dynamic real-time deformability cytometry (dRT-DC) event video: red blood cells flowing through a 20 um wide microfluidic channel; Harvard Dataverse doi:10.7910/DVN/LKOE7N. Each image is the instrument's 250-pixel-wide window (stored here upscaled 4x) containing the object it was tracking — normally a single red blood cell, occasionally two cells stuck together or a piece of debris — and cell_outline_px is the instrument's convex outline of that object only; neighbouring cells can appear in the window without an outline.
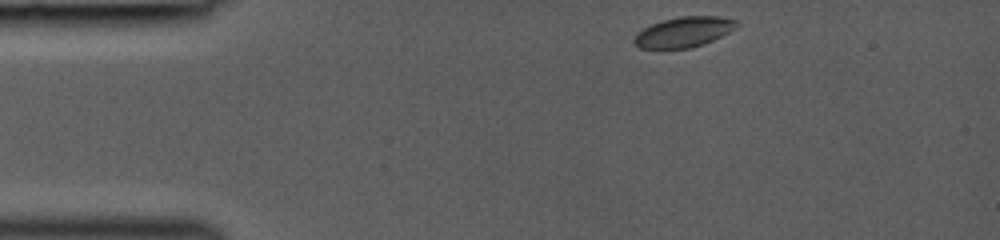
{"species": "common noctule bat (a hibernating species)", "species_latin": "Nyctalus noctula", "temperature_condition": "room temperature", "stored_images_in_passage": 35, "camera_frame_rate_fps": 3000, "um_per_image_px": 0.085, "animal": {"sex": "female", "body_mass_g": 19.0, "forearm_length_mm": 53.3}, "frame": {"image": 1, "passage_image": 1, "time_ms": 0.0, "image_size_px": [1000, 240], "cell_outline_px": [[740, 24], [736, 28], [704, 44], [688, 48], [640, 48], [632, 40], [636, 32], [652, 24], [664, 20], [680, 16], [720, 16], [736, 20]], "centroid_in_image_um": [58.12, 2.71], "position_along_channel_um": 26.9, "area_um2": 17.98}}
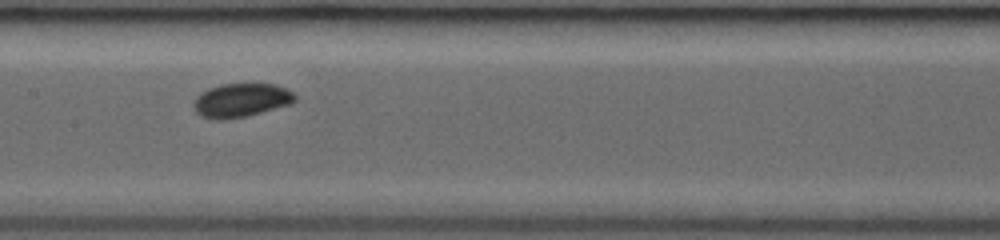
{"frame": {"image": 2, "passage_image": 16, "time_ms": 5.0, "image_size_px": [1000, 240], "cell_outline_px": [[296, 100], [288, 104], [248, 116], [224, 120], [212, 120], [200, 116], [192, 108], [192, 104], [196, 96], [200, 92], [208, 88], [220, 84], [276, 84], [292, 92], [296, 96]], "centroid_in_image_um": [20.41, 8.53], "position_along_channel_um": 187.0, "area_um2": 20.11}}
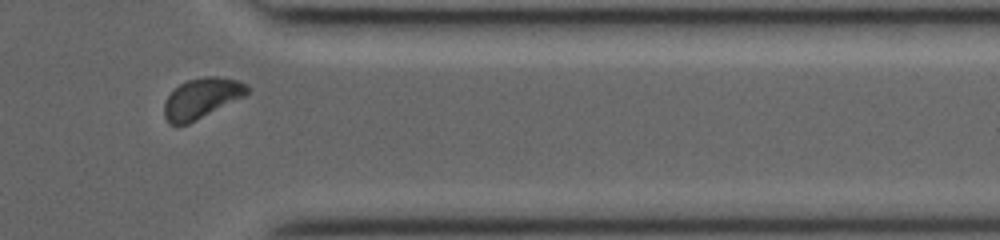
{"frame": {"image": 3, "passage_image": 30, "time_ms": 9.667, "image_size_px": [1000, 240], "cell_outline_px": [[252, 88], [244, 96], [188, 124], [168, 124], [164, 116], [164, 104], [168, 96], [180, 84], [188, 80], [204, 76], [216, 76], [236, 80], [248, 84]], "centroid_in_image_um": [17.15, 8.34], "position_along_channel_um": 394.3, "area_um2": 19.31}}